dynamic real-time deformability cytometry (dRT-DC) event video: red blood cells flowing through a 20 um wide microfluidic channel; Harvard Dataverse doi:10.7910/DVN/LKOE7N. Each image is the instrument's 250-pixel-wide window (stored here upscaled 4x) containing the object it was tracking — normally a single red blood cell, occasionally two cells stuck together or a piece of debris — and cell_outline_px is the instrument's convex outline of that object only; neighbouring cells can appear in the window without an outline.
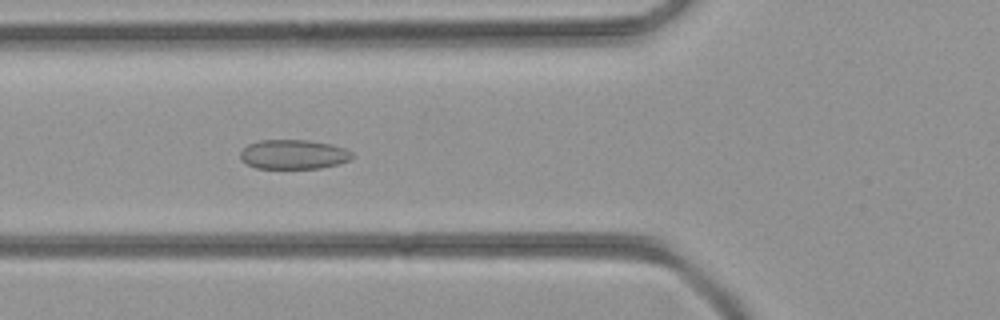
{"species": "common noctule bat (a hibernating species)", "species_latin": "Nyctalus noctula", "temperature_condition": "room temperature", "stored_images_in_passage": 43, "camera_frame_rate_fps": 3000, "um_per_image_px": 0.085, "animal": {"sex": "female", "body_mass_g": 21.9}, "frame": {"image": 1, "passage_image": 16, "time_ms": 5.0, "image_size_px": [1000, 320], "cell_outline_px": [[352, 156], [348, 160], [340, 164], [320, 168], [256, 168], [240, 160], [240, 152], [248, 144], [260, 140], [308, 140], [332, 144], [344, 148], [352, 152]], "centroid_in_image_um": [24.94, 13.12], "position_along_channel_um": 100.9, "area_um2": 19.19}}
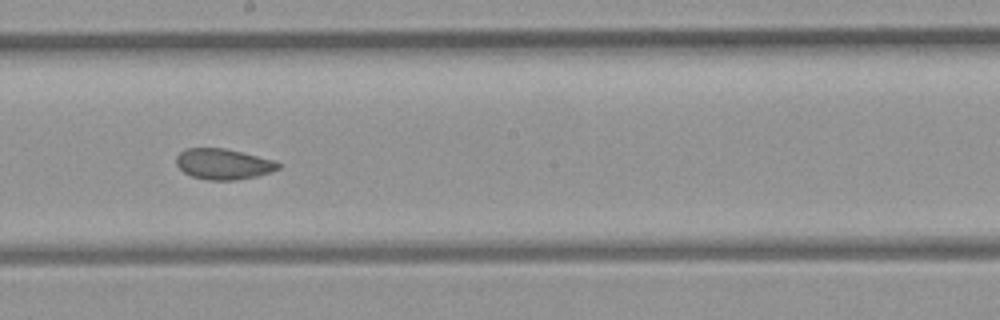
{"frame": {"image": 2, "passage_image": 24, "time_ms": 7.667, "image_size_px": [1000, 320], "cell_outline_px": [[280, 168], [256, 176], [236, 180], [208, 180], [192, 176], [184, 172], [176, 164], [176, 156], [184, 148], [224, 148], [272, 160], [280, 164]], "centroid_in_image_um": [18.93, 13.94], "position_along_channel_um": 229.3, "area_um2": 17.98}}
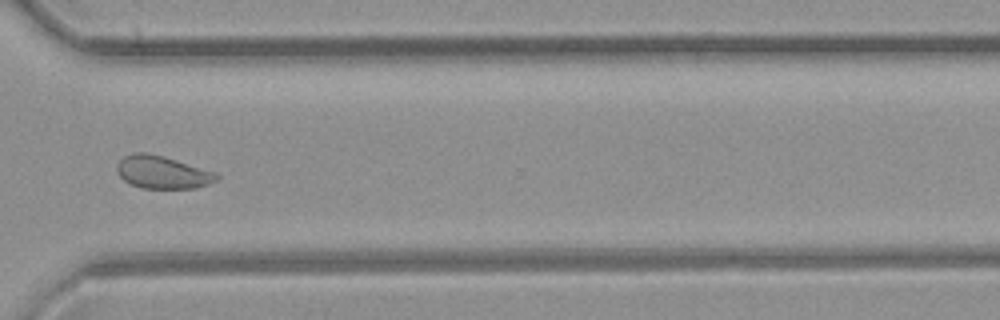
{"frame": {"image": 3, "passage_image": 32, "time_ms": 10.333, "image_size_px": [1000, 320], "cell_outline_px": [[220, 176], [216, 180], [208, 184], [196, 188], [140, 188], [128, 184], [116, 172], [116, 164], [124, 156], [136, 152], [148, 152], [164, 156], [216, 172]], "centroid_in_image_um": [13.77, 14.64], "position_along_channel_um": 356.8, "area_um2": 19.19}}